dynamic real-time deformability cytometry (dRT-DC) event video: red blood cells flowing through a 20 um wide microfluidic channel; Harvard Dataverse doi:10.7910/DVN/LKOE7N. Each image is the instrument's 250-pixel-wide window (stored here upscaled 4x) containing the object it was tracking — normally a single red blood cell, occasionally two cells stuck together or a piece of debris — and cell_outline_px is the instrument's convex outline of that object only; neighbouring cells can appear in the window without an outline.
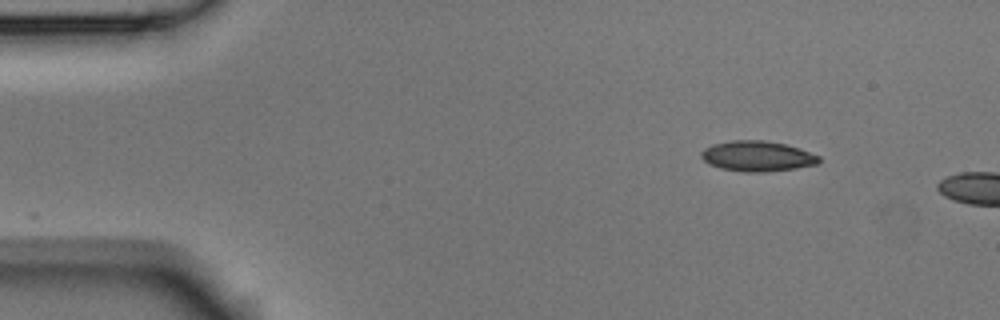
{"species": "Egyptian fruit bat (a non-hibernating species)", "species_latin": "Rousettus aegyptiacus", "temperature_condition": "room temperature", "stored_images_in_passage": 3, "camera_frame_rate_fps": 3000, "um_per_image_px": 0.085, "animal": {"sex": "male"}, "frame": {"image": 1, "passage_image": 1, "time_ms": 0.0, "image_size_px": [1000, 320], "cell_outline_px": [[820, 160], [816, 164], [796, 168], [764, 172], [744, 172], [720, 168], [708, 164], [700, 156], [700, 152], [704, 148], [712, 144], [732, 140], [764, 140], [784, 144], [800, 148], [820, 156]], "centroid_in_image_um": [64.34, 13.27], "position_along_channel_um": 20.7, "area_um2": 20.92}}